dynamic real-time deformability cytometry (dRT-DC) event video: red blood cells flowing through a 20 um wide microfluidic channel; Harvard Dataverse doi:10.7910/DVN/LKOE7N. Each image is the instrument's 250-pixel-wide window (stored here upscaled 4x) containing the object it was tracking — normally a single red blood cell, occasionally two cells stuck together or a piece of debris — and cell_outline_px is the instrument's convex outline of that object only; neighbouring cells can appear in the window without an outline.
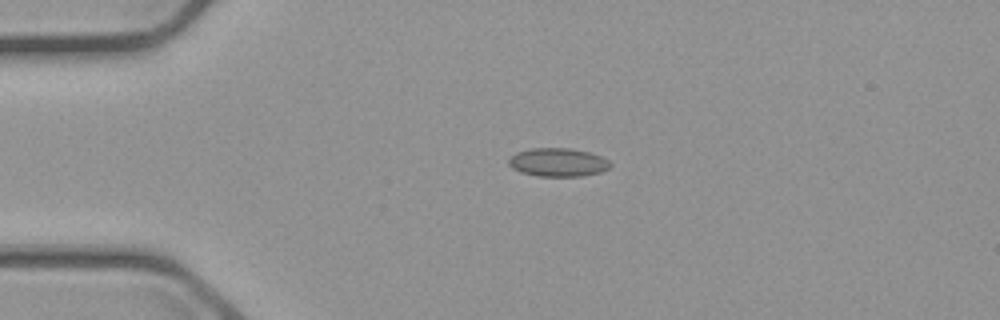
{"species": "common noctule bat (a hibernating species)", "species_latin": "Nyctalus noctula", "temperature_condition": "cold", "stored_images_in_passage": 3, "camera_frame_rate_fps": 3000, "um_per_image_px": 0.085, "animal": {"sex": "male", "body_mass_g": 23.1, "forearm_length_mm": 52.7}, "frame": {"image": 1, "passage_image": 2, "time_ms": 1.333, "image_size_px": [1000, 320], "cell_outline_px": [[612, 164], [608, 168], [600, 172], [584, 176], [536, 176], [520, 172], [512, 168], [508, 164], [508, 160], [516, 152], [528, 148], [572, 148], [588, 152], [600, 156], [608, 160]], "centroid_in_image_um": [47.4, 13.79], "position_along_channel_um": 37.6, "area_um2": 16.94}}